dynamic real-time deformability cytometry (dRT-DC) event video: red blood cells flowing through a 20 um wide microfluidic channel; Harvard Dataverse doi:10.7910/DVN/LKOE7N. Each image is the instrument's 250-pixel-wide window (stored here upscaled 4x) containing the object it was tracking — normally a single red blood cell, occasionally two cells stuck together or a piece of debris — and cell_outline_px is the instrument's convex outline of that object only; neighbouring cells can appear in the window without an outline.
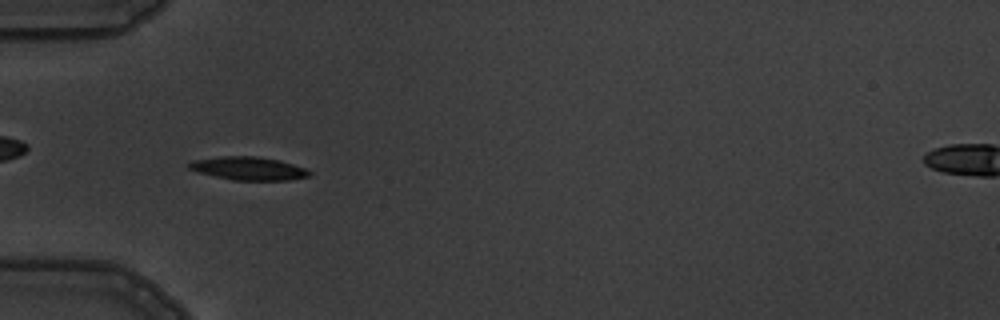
{"species": "common noctule bat (a hibernating species)", "species_latin": "Nyctalus noctula", "temperature_condition": "warm", "stored_images_in_passage": 7, "camera_frame_rate_fps": 3000, "um_per_image_px": 0.085, "animal": {"sex": "male", "body_mass_g": 19.5, "forearm_length_mm": 54.6}, "frame": {"image": 1, "passage_image": 6, "time_ms": 6.667, "image_size_px": [1000, 320], "cell_outline_px": [[312, 172], [308, 176], [288, 180], [232, 180], [200, 172], [188, 168], [188, 164], [192, 160], [220, 156], [256, 156], [280, 160], [304, 168]], "centroid_in_image_um": [21.11, 14.31], "position_along_channel_um": 63.9, "area_um2": 16.13}}